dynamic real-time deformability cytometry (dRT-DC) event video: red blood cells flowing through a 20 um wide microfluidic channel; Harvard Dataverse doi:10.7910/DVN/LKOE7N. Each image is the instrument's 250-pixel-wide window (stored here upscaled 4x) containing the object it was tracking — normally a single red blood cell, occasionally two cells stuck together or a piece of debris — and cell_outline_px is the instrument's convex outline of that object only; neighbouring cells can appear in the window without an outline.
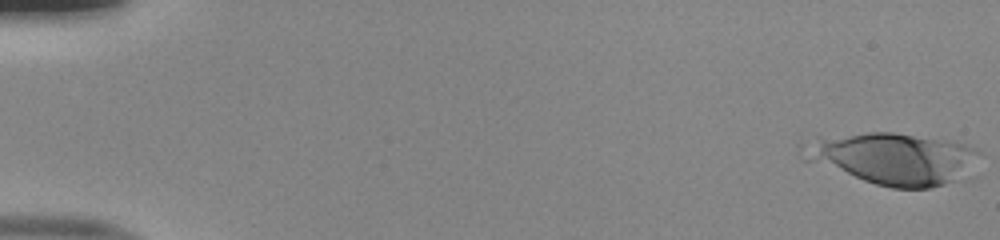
{"species": "human", "species_latin": "Homo sapiens", "temperature_condition": "room temperature", "stored_images_in_passage": 9, "camera_frame_rate_fps": 3000, "um_per_image_px": 0.085, "donor": {"sex": "male"}, "frame": {"image": 1, "passage_image": 1, "time_ms": 0.0, "image_size_px": [1000, 240], "cell_outline_px": [[976, 152], [944, 184], [928, 188], [892, 188], [876, 184], [804, 160], [800, 148], [800, 144], [820, 136], [868, 132], [892, 132], [944, 140], [964, 144], [972, 148]], "centroid_in_image_um": [75.58, 13.42], "position_along_channel_um": 9.4, "area_um2": 50.69}}